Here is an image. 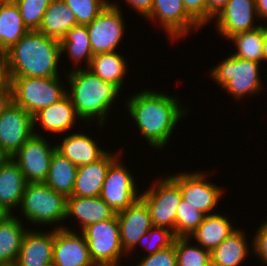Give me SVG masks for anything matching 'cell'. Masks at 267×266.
Returning <instances> with one entry per match:
<instances>
[{
  "label": "cell",
  "instance_id": "obj_1",
  "mask_svg": "<svg viewBox=\"0 0 267 266\" xmlns=\"http://www.w3.org/2000/svg\"><path fill=\"white\" fill-rule=\"evenodd\" d=\"M180 102L178 97L144 88L128 98L126 108L148 144L160 150L167 146L176 124L187 113Z\"/></svg>",
  "mask_w": 267,
  "mask_h": 266
},
{
  "label": "cell",
  "instance_id": "obj_2",
  "mask_svg": "<svg viewBox=\"0 0 267 266\" xmlns=\"http://www.w3.org/2000/svg\"><path fill=\"white\" fill-rule=\"evenodd\" d=\"M5 55L9 78L60 77V41L38 31L27 32Z\"/></svg>",
  "mask_w": 267,
  "mask_h": 266
},
{
  "label": "cell",
  "instance_id": "obj_3",
  "mask_svg": "<svg viewBox=\"0 0 267 266\" xmlns=\"http://www.w3.org/2000/svg\"><path fill=\"white\" fill-rule=\"evenodd\" d=\"M65 77L70 85L67 94L71 98L79 121L81 119L91 123L97 120L101 128L105 126L109 109H112V104L121 89L115 84L104 82L87 68H73Z\"/></svg>",
  "mask_w": 267,
  "mask_h": 266
},
{
  "label": "cell",
  "instance_id": "obj_4",
  "mask_svg": "<svg viewBox=\"0 0 267 266\" xmlns=\"http://www.w3.org/2000/svg\"><path fill=\"white\" fill-rule=\"evenodd\" d=\"M66 206L67 197L55 192L44 182L27 183L19 205L23 217L28 222L37 226L40 224L51 226L59 223L55 229L65 227L60 223L63 224L66 220Z\"/></svg>",
  "mask_w": 267,
  "mask_h": 266
},
{
  "label": "cell",
  "instance_id": "obj_5",
  "mask_svg": "<svg viewBox=\"0 0 267 266\" xmlns=\"http://www.w3.org/2000/svg\"><path fill=\"white\" fill-rule=\"evenodd\" d=\"M261 63L229 55L211 69V78L235 99L257 95L262 89Z\"/></svg>",
  "mask_w": 267,
  "mask_h": 266
},
{
  "label": "cell",
  "instance_id": "obj_6",
  "mask_svg": "<svg viewBox=\"0 0 267 266\" xmlns=\"http://www.w3.org/2000/svg\"><path fill=\"white\" fill-rule=\"evenodd\" d=\"M61 76L49 78H10L13 102L34 116L41 109L59 101L67 94ZM66 88V89H65Z\"/></svg>",
  "mask_w": 267,
  "mask_h": 266
},
{
  "label": "cell",
  "instance_id": "obj_7",
  "mask_svg": "<svg viewBox=\"0 0 267 266\" xmlns=\"http://www.w3.org/2000/svg\"><path fill=\"white\" fill-rule=\"evenodd\" d=\"M140 198L149 209L152 226L164 227L175 235L177 209L182 199L179 185L170 177L157 179Z\"/></svg>",
  "mask_w": 267,
  "mask_h": 266
},
{
  "label": "cell",
  "instance_id": "obj_8",
  "mask_svg": "<svg viewBox=\"0 0 267 266\" xmlns=\"http://www.w3.org/2000/svg\"><path fill=\"white\" fill-rule=\"evenodd\" d=\"M81 233L87 241L91 259L95 265H117L121 263V258L127 255L120 243L117 216L91 224Z\"/></svg>",
  "mask_w": 267,
  "mask_h": 266
},
{
  "label": "cell",
  "instance_id": "obj_9",
  "mask_svg": "<svg viewBox=\"0 0 267 266\" xmlns=\"http://www.w3.org/2000/svg\"><path fill=\"white\" fill-rule=\"evenodd\" d=\"M119 6L117 2L110 3L86 25L93 55L115 52L122 41L126 24Z\"/></svg>",
  "mask_w": 267,
  "mask_h": 266
},
{
  "label": "cell",
  "instance_id": "obj_10",
  "mask_svg": "<svg viewBox=\"0 0 267 266\" xmlns=\"http://www.w3.org/2000/svg\"><path fill=\"white\" fill-rule=\"evenodd\" d=\"M204 171L179 172L169 175L180 188L182 199L205 215L214 214L224 192L215 183L208 182ZM215 184V185H214ZM212 212V213H211Z\"/></svg>",
  "mask_w": 267,
  "mask_h": 266
},
{
  "label": "cell",
  "instance_id": "obj_11",
  "mask_svg": "<svg viewBox=\"0 0 267 266\" xmlns=\"http://www.w3.org/2000/svg\"><path fill=\"white\" fill-rule=\"evenodd\" d=\"M118 157L108 168L100 192L101 199L116 213L130 207L140 198L138 186L130 169Z\"/></svg>",
  "mask_w": 267,
  "mask_h": 266
},
{
  "label": "cell",
  "instance_id": "obj_12",
  "mask_svg": "<svg viewBox=\"0 0 267 266\" xmlns=\"http://www.w3.org/2000/svg\"><path fill=\"white\" fill-rule=\"evenodd\" d=\"M34 131V135L11 157L20 167L27 183L44 182L56 146Z\"/></svg>",
  "mask_w": 267,
  "mask_h": 266
},
{
  "label": "cell",
  "instance_id": "obj_13",
  "mask_svg": "<svg viewBox=\"0 0 267 266\" xmlns=\"http://www.w3.org/2000/svg\"><path fill=\"white\" fill-rule=\"evenodd\" d=\"M35 129L33 116L13 102L0 115V146L11 158L34 135Z\"/></svg>",
  "mask_w": 267,
  "mask_h": 266
},
{
  "label": "cell",
  "instance_id": "obj_14",
  "mask_svg": "<svg viewBox=\"0 0 267 266\" xmlns=\"http://www.w3.org/2000/svg\"><path fill=\"white\" fill-rule=\"evenodd\" d=\"M159 21L166 35L172 40L181 39L192 29L201 26L187 13L182 0H154L151 12L144 18Z\"/></svg>",
  "mask_w": 267,
  "mask_h": 266
},
{
  "label": "cell",
  "instance_id": "obj_15",
  "mask_svg": "<svg viewBox=\"0 0 267 266\" xmlns=\"http://www.w3.org/2000/svg\"><path fill=\"white\" fill-rule=\"evenodd\" d=\"M255 18H259L255 0H229L227 5L214 17L215 28L221 37L227 40L235 34L260 27Z\"/></svg>",
  "mask_w": 267,
  "mask_h": 266
},
{
  "label": "cell",
  "instance_id": "obj_16",
  "mask_svg": "<svg viewBox=\"0 0 267 266\" xmlns=\"http://www.w3.org/2000/svg\"><path fill=\"white\" fill-rule=\"evenodd\" d=\"M52 266H95L81 232L67 227L55 229Z\"/></svg>",
  "mask_w": 267,
  "mask_h": 266
},
{
  "label": "cell",
  "instance_id": "obj_17",
  "mask_svg": "<svg viewBox=\"0 0 267 266\" xmlns=\"http://www.w3.org/2000/svg\"><path fill=\"white\" fill-rule=\"evenodd\" d=\"M120 231V243L125 253H136L134 247L152 226L150 212L139 198L130 207L116 214ZM134 250V252L132 251Z\"/></svg>",
  "mask_w": 267,
  "mask_h": 266
},
{
  "label": "cell",
  "instance_id": "obj_18",
  "mask_svg": "<svg viewBox=\"0 0 267 266\" xmlns=\"http://www.w3.org/2000/svg\"><path fill=\"white\" fill-rule=\"evenodd\" d=\"M50 231L28 229L14 266H52L55 228Z\"/></svg>",
  "mask_w": 267,
  "mask_h": 266
},
{
  "label": "cell",
  "instance_id": "obj_19",
  "mask_svg": "<svg viewBox=\"0 0 267 266\" xmlns=\"http://www.w3.org/2000/svg\"><path fill=\"white\" fill-rule=\"evenodd\" d=\"M117 153V154H116ZM111 154L107 151L95 162L79 166L71 196L98 197L110 165L122 154V150ZM119 153V155H118Z\"/></svg>",
  "mask_w": 267,
  "mask_h": 266
},
{
  "label": "cell",
  "instance_id": "obj_20",
  "mask_svg": "<svg viewBox=\"0 0 267 266\" xmlns=\"http://www.w3.org/2000/svg\"><path fill=\"white\" fill-rule=\"evenodd\" d=\"M77 119L79 120L68 94L33 116L34 127L39 124L44 131L58 134V136L76 126Z\"/></svg>",
  "mask_w": 267,
  "mask_h": 266
},
{
  "label": "cell",
  "instance_id": "obj_21",
  "mask_svg": "<svg viewBox=\"0 0 267 266\" xmlns=\"http://www.w3.org/2000/svg\"><path fill=\"white\" fill-rule=\"evenodd\" d=\"M116 212L107 205L100 196L98 197H67L66 218L75 217L78 220L79 231L85 227L112 219L116 216Z\"/></svg>",
  "mask_w": 267,
  "mask_h": 266
},
{
  "label": "cell",
  "instance_id": "obj_22",
  "mask_svg": "<svg viewBox=\"0 0 267 266\" xmlns=\"http://www.w3.org/2000/svg\"><path fill=\"white\" fill-rule=\"evenodd\" d=\"M62 140L55 145L56 151L77 167L97 161L108 151L101 149L98 142L84 133H72Z\"/></svg>",
  "mask_w": 267,
  "mask_h": 266
},
{
  "label": "cell",
  "instance_id": "obj_23",
  "mask_svg": "<svg viewBox=\"0 0 267 266\" xmlns=\"http://www.w3.org/2000/svg\"><path fill=\"white\" fill-rule=\"evenodd\" d=\"M26 185L24 174L12 158L0 165V204L11 214L19 207Z\"/></svg>",
  "mask_w": 267,
  "mask_h": 266
},
{
  "label": "cell",
  "instance_id": "obj_24",
  "mask_svg": "<svg viewBox=\"0 0 267 266\" xmlns=\"http://www.w3.org/2000/svg\"><path fill=\"white\" fill-rule=\"evenodd\" d=\"M237 228L224 215L214 213L206 215L202 223L189 238H195L196 244L205 250L212 252Z\"/></svg>",
  "mask_w": 267,
  "mask_h": 266
},
{
  "label": "cell",
  "instance_id": "obj_25",
  "mask_svg": "<svg viewBox=\"0 0 267 266\" xmlns=\"http://www.w3.org/2000/svg\"><path fill=\"white\" fill-rule=\"evenodd\" d=\"M76 25V17L66 3L63 0H53L43 15L38 32L61 41Z\"/></svg>",
  "mask_w": 267,
  "mask_h": 266
},
{
  "label": "cell",
  "instance_id": "obj_26",
  "mask_svg": "<svg viewBox=\"0 0 267 266\" xmlns=\"http://www.w3.org/2000/svg\"><path fill=\"white\" fill-rule=\"evenodd\" d=\"M246 233L236 229L211 252V266H240L251 253Z\"/></svg>",
  "mask_w": 267,
  "mask_h": 266
},
{
  "label": "cell",
  "instance_id": "obj_27",
  "mask_svg": "<svg viewBox=\"0 0 267 266\" xmlns=\"http://www.w3.org/2000/svg\"><path fill=\"white\" fill-rule=\"evenodd\" d=\"M12 214L0 223V266H14L23 237L28 230L23 222Z\"/></svg>",
  "mask_w": 267,
  "mask_h": 266
},
{
  "label": "cell",
  "instance_id": "obj_28",
  "mask_svg": "<svg viewBox=\"0 0 267 266\" xmlns=\"http://www.w3.org/2000/svg\"><path fill=\"white\" fill-rule=\"evenodd\" d=\"M29 30L14 1H0V52L5 53Z\"/></svg>",
  "mask_w": 267,
  "mask_h": 266
},
{
  "label": "cell",
  "instance_id": "obj_29",
  "mask_svg": "<svg viewBox=\"0 0 267 266\" xmlns=\"http://www.w3.org/2000/svg\"><path fill=\"white\" fill-rule=\"evenodd\" d=\"M126 59L118 52L99 53L93 55L88 70L100 77L104 82H109L123 89L125 74L128 66Z\"/></svg>",
  "mask_w": 267,
  "mask_h": 266
},
{
  "label": "cell",
  "instance_id": "obj_30",
  "mask_svg": "<svg viewBox=\"0 0 267 266\" xmlns=\"http://www.w3.org/2000/svg\"><path fill=\"white\" fill-rule=\"evenodd\" d=\"M78 167L56 150L52 154L50 168L44 183L66 197L72 195Z\"/></svg>",
  "mask_w": 267,
  "mask_h": 266
},
{
  "label": "cell",
  "instance_id": "obj_31",
  "mask_svg": "<svg viewBox=\"0 0 267 266\" xmlns=\"http://www.w3.org/2000/svg\"><path fill=\"white\" fill-rule=\"evenodd\" d=\"M61 54L68 52V56L76 65L75 69H80L82 60L88 68L93 57L92 47L86 25H76L70 29L65 37L60 41ZM78 66V67H77Z\"/></svg>",
  "mask_w": 267,
  "mask_h": 266
},
{
  "label": "cell",
  "instance_id": "obj_32",
  "mask_svg": "<svg viewBox=\"0 0 267 266\" xmlns=\"http://www.w3.org/2000/svg\"><path fill=\"white\" fill-rule=\"evenodd\" d=\"M237 49L232 55L237 58L263 62V25L256 29L241 32L228 39Z\"/></svg>",
  "mask_w": 267,
  "mask_h": 266
},
{
  "label": "cell",
  "instance_id": "obj_33",
  "mask_svg": "<svg viewBox=\"0 0 267 266\" xmlns=\"http://www.w3.org/2000/svg\"><path fill=\"white\" fill-rule=\"evenodd\" d=\"M190 240L189 237L175 238L177 266H211V252L198 244L192 245Z\"/></svg>",
  "mask_w": 267,
  "mask_h": 266
},
{
  "label": "cell",
  "instance_id": "obj_34",
  "mask_svg": "<svg viewBox=\"0 0 267 266\" xmlns=\"http://www.w3.org/2000/svg\"><path fill=\"white\" fill-rule=\"evenodd\" d=\"M206 215L181 199L175 220V237H190Z\"/></svg>",
  "mask_w": 267,
  "mask_h": 266
},
{
  "label": "cell",
  "instance_id": "obj_35",
  "mask_svg": "<svg viewBox=\"0 0 267 266\" xmlns=\"http://www.w3.org/2000/svg\"><path fill=\"white\" fill-rule=\"evenodd\" d=\"M76 17L78 25L90 24L110 3L108 0H63Z\"/></svg>",
  "mask_w": 267,
  "mask_h": 266
},
{
  "label": "cell",
  "instance_id": "obj_36",
  "mask_svg": "<svg viewBox=\"0 0 267 266\" xmlns=\"http://www.w3.org/2000/svg\"><path fill=\"white\" fill-rule=\"evenodd\" d=\"M29 31H38L43 15L53 0H13Z\"/></svg>",
  "mask_w": 267,
  "mask_h": 266
},
{
  "label": "cell",
  "instance_id": "obj_37",
  "mask_svg": "<svg viewBox=\"0 0 267 266\" xmlns=\"http://www.w3.org/2000/svg\"><path fill=\"white\" fill-rule=\"evenodd\" d=\"M175 238L173 231L170 229L153 226L141 237L134 248L136 249L139 246L138 244H140V246L142 244L143 248L147 249L146 255H151L173 245Z\"/></svg>",
  "mask_w": 267,
  "mask_h": 266
},
{
  "label": "cell",
  "instance_id": "obj_38",
  "mask_svg": "<svg viewBox=\"0 0 267 266\" xmlns=\"http://www.w3.org/2000/svg\"><path fill=\"white\" fill-rule=\"evenodd\" d=\"M136 266H177L175 240L168 248L151 255H144Z\"/></svg>",
  "mask_w": 267,
  "mask_h": 266
},
{
  "label": "cell",
  "instance_id": "obj_39",
  "mask_svg": "<svg viewBox=\"0 0 267 266\" xmlns=\"http://www.w3.org/2000/svg\"><path fill=\"white\" fill-rule=\"evenodd\" d=\"M187 13L201 26L207 23L206 0H182Z\"/></svg>",
  "mask_w": 267,
  "mask_h": 266
},
{
  "label": "cell",
  "instance_id": "obj_40",
  "mask_svg": "<svg viewBox=\"0 0 267 266\" xmlns=\"http://www.w3.org/2000/svg\"><path fill=\"white\" fill-rule=\"evenodd\" d=\"M254 238H252L253 253L260 257L265 265L267 264V221L262 223L258 230L254 231Z\"/></svg>",
  "mask_w": 267,
  "mask_h": 266
},
{
  "label": "cell",
  "instance_id": "obj_41",
  "mask_svg": "<svg viewBox=\"0 0 267 266\" xmlns=\"http://www.w3.org/2000/svg\"><path fill=\"white\" fill-rule=\"evenodd\" d=\"M130 8H134L136 12H139L142 17H146L153 8L154 0H125Z\"/></svg>",
  "mask_w": 267,
  "mask_h": 266
},
{
  "label": "cell",
  "instance_id": "obj_42",
  "mask_svg": "<svg viewBox=\"0 0 267 266\" xmlns=\"http://www.w3.org/2000/svg\"><path fill=\"white\" fill-rule=\"evenodd\" d=\"M207 1V22L214 20V17L227 5L229 0H206Z\"/></svg>",
  "mask_w": 267,
  "mask_h": 266
},
{
  "label": "cell",
  "instance_id": "obj_43",
  "mask_svg": "<svg viewBox=\"0 0 267 266\" xmlns=\"http://www.w3.org/2000/svg\"><path fill=\"white\" fill-rule=\"evenodd\" d=\"M13 103V91L9 83L5 88H0V115Z\"/></svg>",
  "mask_w": 267,
  "mask_h": 266
},
{
  "label": "cell",
  "instance_id": "obj_44",
  "mask_svg": "<svg viewBox=\"0 0 267 266\" xmlns=\"http://www.w3.org/2000/svg\"><path fill=\"white\" fill-rule=\"evenodd\" d=\"M10 83L6 55L0 52V88H5Z\"/></svg>",
  "mask_w": 267,
  "mask_h": 266
},
{
  "label": "cell",
  "instance_id": "obj_45",
  "mask_svg": "<svg viewBox=\"0 0 267 266\" xmlns=\"http://www.w3.org/2000/svg\"><path fill=\"white\" fill-rule=\"evenodd\" d=\"M256 1V11L259 19L261 21H267V0H255Z\"/></svg>",
  "mask_w": 267,
  "mask_h": 266
},
{
  "label": "cell",
  "instance_id": "obj_46",
  "mask_svg": "<svg viewBox=\"0 0 267 266\" xmlns=\"http://www.w3.org/2000/svg\"><path fill=\"white\" fill-rule=\"evenodd\" d=\"M263 24V61L267 62V25Z\"/></svg>",
  "mask_w": 267,
  "mask_h": 266
},
{
  "label": "cell",
  "instance_id": "obj_47",
  "mask_svg": "<svg viewBox=\"0 0 267 266\" xmlns=\"http://www.w3.org/2000/svg\"><path fill=\"white\" fill-rule=\"evenodd\" d=\"M11 215L12 214L0 204V223L5 221Z\"/></svg>",
  "mask_w": 267,
  "mask_h": 266
},
{
  "label": "cell",
  "instance_id": "obj_48",
  "mask_svg": "<svg viewBox=\"0 0 267 266\" xmlns=\"http://www.w3.org/2000/svg\"><path fill=\"white\" fill-rule=\"evenodd\" d=\"M9 157L7 156V154L4 152V150L2 149V147L0 146V165L6 161Z\"/></svg>",
  "mask_w": 267,
  "mask_h": 266
},
{
  "label": "cell",
  "instance_id": "obj_49",
  "mask_svg": "<svg viewBox=\"0 0 267 266\" xmlns=\"http://www.w3.org/2000/svg\"><path fill=\"white\" fill-rule=\"evenodd\" d=\"M95 266H120V265L117 264V265H95Z\"/></svg>",
  "mask_w": 267,
  "mask_h": 266
}]
</instances>
